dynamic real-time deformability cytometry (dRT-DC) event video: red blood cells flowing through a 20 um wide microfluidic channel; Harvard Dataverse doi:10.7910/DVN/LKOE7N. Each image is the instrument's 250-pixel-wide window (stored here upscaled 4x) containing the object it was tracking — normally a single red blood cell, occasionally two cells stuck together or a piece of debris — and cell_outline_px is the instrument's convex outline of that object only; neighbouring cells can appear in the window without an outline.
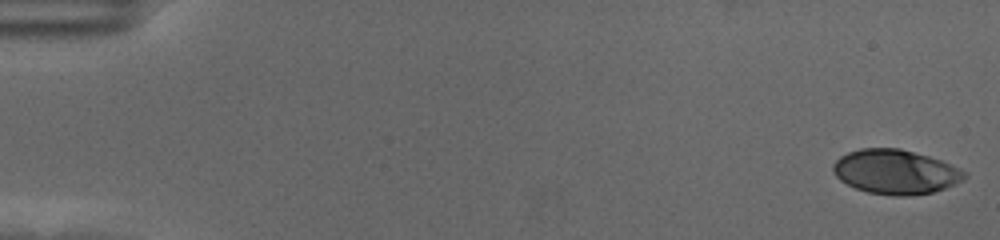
{"species": "human", "species_latin": "Homo sapiens", "temperature_condition": "cold", "stored_images_in_passage": 58, "camera_frame_rate_fps": 3000, "um_per_image_px": 0.085, "donor": {"sex": "female"}, "frame": {"image": 1, "passage_image": 1, "time_ms": 0.0, "image_size_px": [1000, 240], "cell_outline_px": [[968, 176], [964, 180], [944, 188], [932, 192], [908, 196], [892, 196], [868, 192], [856, 188], [840, 180], [836, 176], [832, 168], [832, 164], [840, 156], [848, 152], [860, 148], [900, 148], [928, 156], [940, 160], [960, 168], [968, 172]], "centroid_in_image_um": [76.13, 14.6], "position_along_channel_um": 8.9, "area_um2": 34.1}}
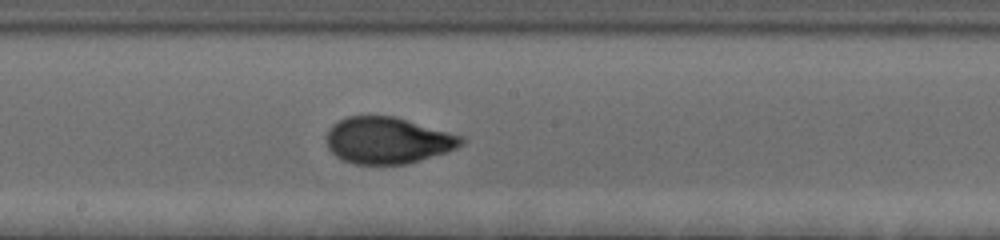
{"frame": {"image": 2, "passage_image": 32, "time_ms": 10.333, "image_size_px": [1000, 240], "cell_outline_px": [[464, 144], [448, 152], [420, 160], [404, 164], [352, 164], [336, 156], [328, 148], [328, 128], [332, 124], [348, 116], [396, 116], [464, 136]], "centroid_in_image_um": [32.99, 11.93], "position_along_channel_um": 215.2, "area_um2": 36.65}}
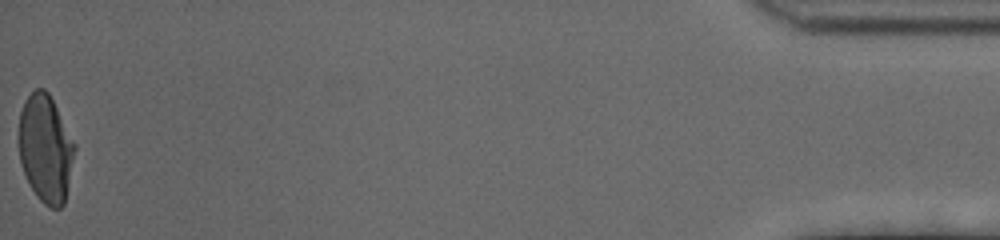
{"frame": {"image": 3, "passage_image": 58, "time_ms": 19.0, "image_size_px": [1000, 240], "cell_outline_px": [[76, 148], [64, 204], [60, 208], [52, 208], [44, 204], [36, 196], [24, 172], [20, 160], [20, 112], [24, 100], [36, 88], [44, 88], [48, 92], [76, 144]], "centroid_in_image_um": [3.89, 12.62], "position_along_channel_um": 431.3, "area_um2": 34.68}, "authors_computed_cell_mechanics": {"area_um2": 35.2869, "velocity_mm_per_s": 3.5213, "shape_relaxation_time_tau1_ms": 3.6536, "shape_relaxation_time_tau2_ms": 0.7801, "deformation_change_tau1": 0.1747, "deformation_change_tau2": 0.052}}